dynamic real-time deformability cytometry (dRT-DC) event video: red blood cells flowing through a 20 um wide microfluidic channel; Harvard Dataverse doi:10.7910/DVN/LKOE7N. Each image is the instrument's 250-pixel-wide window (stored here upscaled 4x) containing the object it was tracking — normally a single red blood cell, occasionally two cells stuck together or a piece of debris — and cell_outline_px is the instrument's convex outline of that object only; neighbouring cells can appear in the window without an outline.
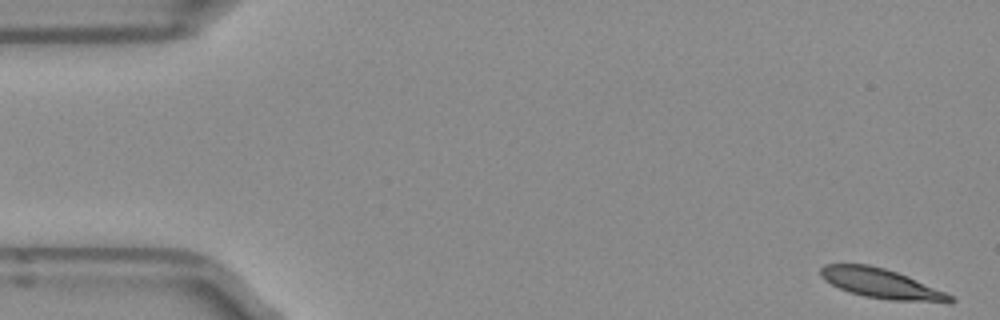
{"species": "Egyptian fruit bat (a non-hibernating species)", "species_latin": "Rousettus aegyptiacus", "temperature_condition": "room temperature", "stored_images_in_passage": 51, "camera_frame_rate_fps": 3000, "um_per_image_px": 0.085, "frame": {"image": 1, "passage_image": 1, "time_ms": 0.0, "image_size_px": [1000, 320], "cell_outline_px": [[956, 300], [888, 300], [864, 296], [848, 292], [824, 280], [820, 276], [820, 268], [824, 264], [868, 264], [884, 268], [908, 276], [944, 292], [952, 296]], "centroid_in_image_um": [74.75, 24.06], "position_along_channel_um": 10.3, "area_um2": 21.68}}
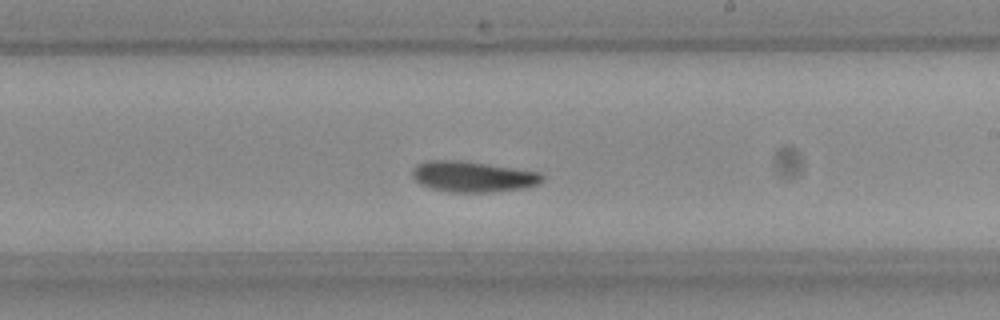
{"frame": {"image": 2, "passage_image": 29, "time_ms": 9.333, "image_size_px": [1000, 320], "cell_outline_px": [[544, 180], [540, 184], [528, 188], [488, 192], [448, 192], [428, 188], [420, 184], [412, 176], [412, 168], [428, 160], [460, 160], [540, 172], [544, 176]], "centroid_in_image_um": [40.21, 15.02], "position_along_channel_um": 248.8, "area_um2": 23.47}}
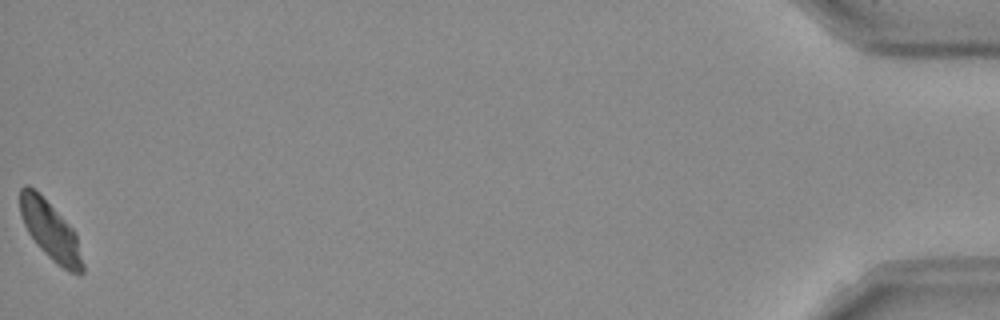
{"frame": {"image": 3, "passage_image": 51, "time_ms": 16.667, "image_size_px": [1000, 320], "cell_outline_px": [[84, 272], [80, 276], [68, 272], [56, 264], [36, 244], [28, 232], [24, 224], [20, 212], [20, 188], [24, 184], [28, 184], [72, 228], [76, 236], [84, 264]], "centroid_in_image_um": [4.3, 19.69], "position_along_channel_um": 430.9, "area_um2": 20.92}, "authors_computed_cell_mechanics": {"area_um2": 22.7154, "velocity_mm_per_s": 3.8987, "shape_relaxation_time_tau1_ms": null, "shape_relaxation_time_tau2_ms": 6.7363, "deformation_change_tau1": null, "deformation_change_tau2": 0.0972}}